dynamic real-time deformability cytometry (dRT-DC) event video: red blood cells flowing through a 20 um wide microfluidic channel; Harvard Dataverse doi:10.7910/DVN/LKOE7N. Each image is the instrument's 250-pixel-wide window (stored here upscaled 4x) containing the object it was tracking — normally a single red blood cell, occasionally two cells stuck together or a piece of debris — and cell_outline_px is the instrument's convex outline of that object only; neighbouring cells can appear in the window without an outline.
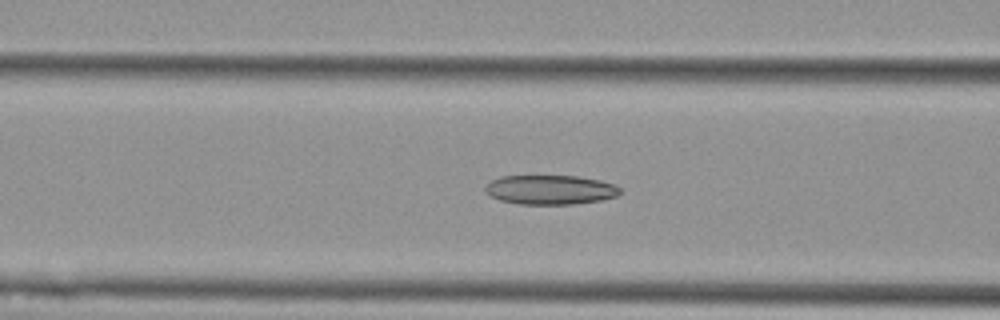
{"species": "Egyptian fruit bat (a non-hibernating species)", "species_latin": "Rousettus aegyptiacus", "temperature_condition": "cold", "stored_images_in_passage": 26, "camera_frame_rate_fps": 3000, "um_per_image_px": 0.085, "animal": {"sex": "female"}, "frame": {"image": 1, "passage_image": 5, "time_ms": 1.333, "image_size_px": [1000, 320], "cell_outline_px": [[620, 192], [616, 196], [600, 200], [572, 204], [520, 204], [500, 200], [492, 196], [484, 188], [492, 180], [500, 176], [576, 176], [600, 180], [616, 184], [620, 188]], "centroid_in_image_um": [46.8, 16.12], "position_along_channel_um": 119.8, "area_um2": 22.89}}
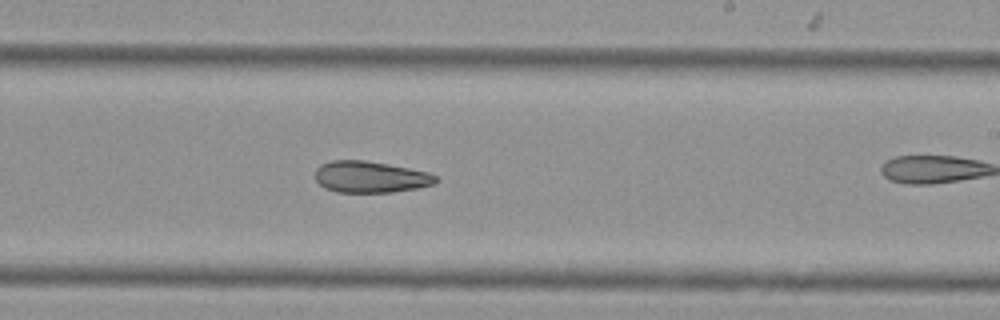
{"frame": {"image": 2, "passage_image": 16, "time_ms": 5.0, "image_size_px": [1000, 320], "cell_outline_px": [[440, 180], [436, 184], [416, 188], [392, 192], [336, 192], [324, 188], [316, 180], [316, 168], [320, 164], [332, 160], [364, 160], [388, 164], [428, 172], [436, 176]], "centroid_in_image_um": [31.49, 15.04], "position_along_channel_um": 257.5, "area_um2": 22.2}}
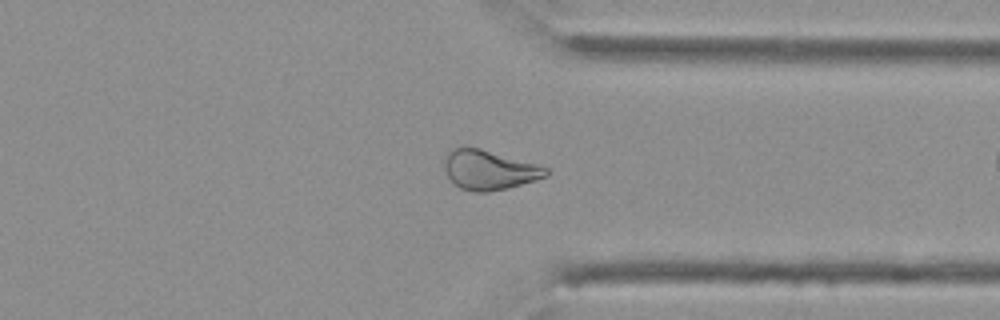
{"frame": {"image": 3, "passage_image": 25, "time_ms": 8.0, "image_size_px": [1000, 320], "cell_outline_px": [[548, 176], [536, 180], [508, 188], [488, 192], [472, 192], [460, 188], [448, 176], [444, 168], [444, 156], [448, 148], [480, 148], [536, 164], [548, 168]], "centroid_in_image_um": [41.55, 14.45], "position_along_channel_um": 369.8, "area_um2": 23.41}}